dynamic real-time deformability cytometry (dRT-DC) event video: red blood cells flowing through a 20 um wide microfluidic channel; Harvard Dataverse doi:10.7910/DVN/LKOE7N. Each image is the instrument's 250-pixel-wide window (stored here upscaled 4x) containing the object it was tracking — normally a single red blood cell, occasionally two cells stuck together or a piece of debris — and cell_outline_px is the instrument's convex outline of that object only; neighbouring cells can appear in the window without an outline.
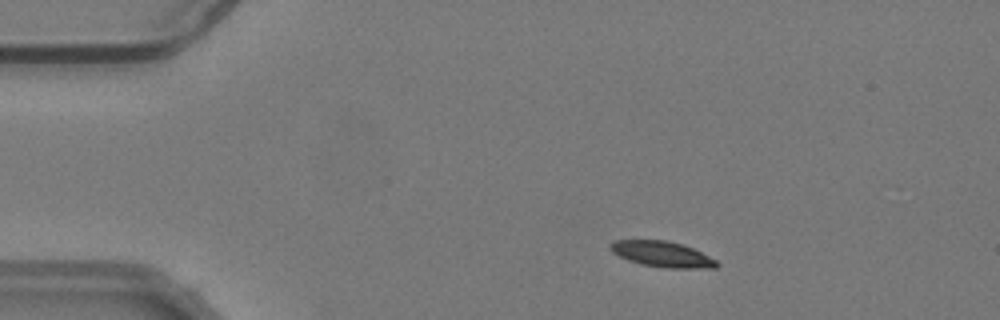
{"species": "common noctule bat (a hibernating species)", "species_latin": "Nyctalus noctula", "temperature_condition": "warm", "stored_images_in_passage": 54, "camera_frame_rate_fps": 3000, "um_per_image_px": 0.085, "animal": {"sex": "male", "body_mass_g": 19.2, "forearm_length_mm": 51.8}, "frame": {"image": 1, "passage_image": 8, "time_ms": 2.333, "image_size_px": [1000, 320], "cell_outline_px": [[720, 264], [716, 268], [664, 268], [640, 264], [628, 260], [612, 252], [608, 248], [608, 244], [616, 240], [664, 240], [684, 244], [716, 260]], "centroid_in_image_um": [56.26, 21.6], "position_along_channel_um": 28.7, "area_um2": 16.01}}
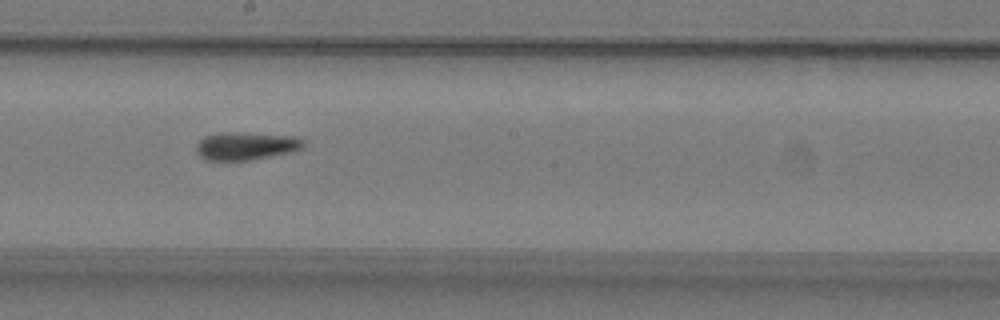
{"frame": {"image": 2, "passage_image": 29, "time_ms": 9.333, "image_size_px": [1000, 320], "cell_outline_px": [[304, 148], [292, 152], [248, 160], [204, 160], [196, 152], [196, 144], [204, 136], [224, 132], [228, 132], [296, 136], [304, 140]], "centroid_in_image_um": [20.91, 12.41], "position_along_channel_um": 227.3, "area_um2": 17.4}}
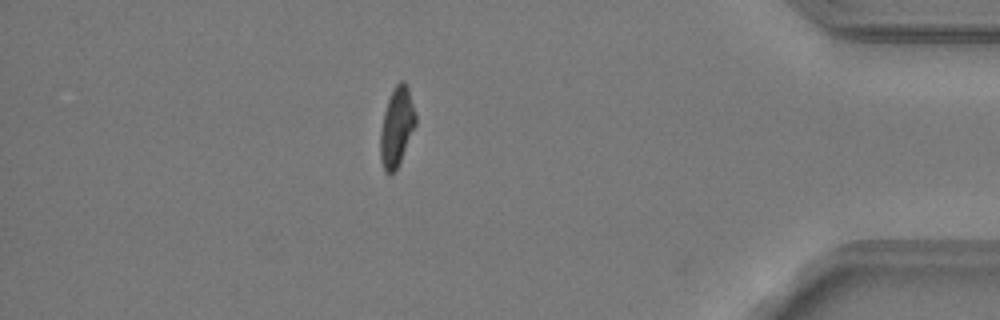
{"frame": {"image": 3, "passage_image": 47, "time_ms": 15.333, "image_size_px": [1000, 320], "cell_outline_px": [[416, 124], [400, 160], [396, 168], [388, 176], [384, 172], [380, 160], [380, 128], [384, 112], [388, 100], [396, 84], [400, 80], [404, 80], [408, 88], [416, 116]], "centroid_in_image_um": [33.69, 10.8], "position_along_channel_um": 401.5, "area_um2": 16.07}, "authors_computed_cell_mechanics": {"area_um2": 16.6464, "velocity_mm_per_s": 3.6445, "shape_relaxation_time_tau1_ms": 7.9394, "shape_relaxation_time_tau2_ms": null, "deformation_change_tau1": 0.2214, "deformation_change_tau2": null}}